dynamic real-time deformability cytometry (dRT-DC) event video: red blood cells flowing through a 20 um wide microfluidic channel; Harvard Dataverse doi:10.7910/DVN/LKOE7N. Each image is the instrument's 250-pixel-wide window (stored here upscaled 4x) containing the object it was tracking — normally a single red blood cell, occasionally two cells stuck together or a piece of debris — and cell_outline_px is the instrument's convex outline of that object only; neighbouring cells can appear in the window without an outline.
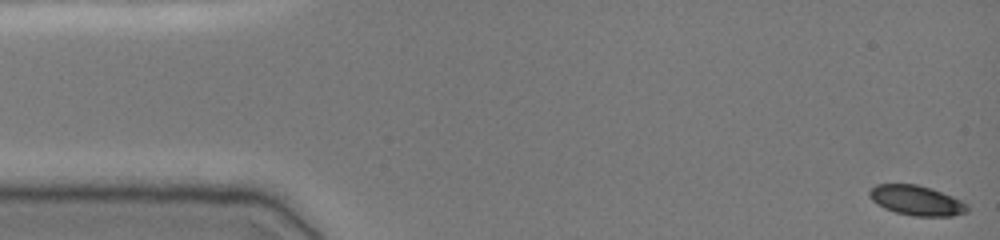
{"species": "common noctule bat (a hibernating species)", "species_latin": "Nyctalus noctula", "temperature_condition": "cold", "stored_images_in_passage": 50, "camera_frame_rate_fps": 3000, "um_per_image_px": 0.085, "animal": {"sex": "female", "body_mass_g": 19.0, "forearm_length_mm": 51.5}, "frame": {"image": 1, "passage_image": 1, "time_ms": 0.0, "image_size_px": [1000, 240], "cell_outline_px": [[968, 212], [952, 216], [912, 216], [896, 212], [884, 208], [876, 204], [868, 196], [868, 192], [876, 184], [916, 184], [932, 188], [952, 196], [968, 204]], "centroid_in_image_um": [77.9, 17.04], "position_along_channel_um": 7.1, "area_um2": 17.17}}
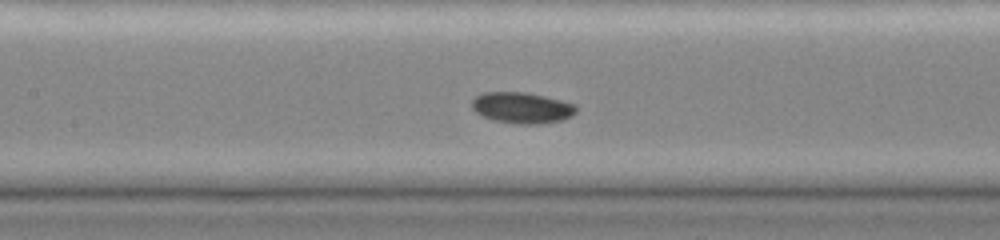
{"frame": {"image": 2, "passage_image": 23, "time_ms": 7.333, "image_size_px": [1000, 240], "cell_outline_px": [[576, 112], [572, 116], [564, 120], [536, 124], [520, 124], [492, 120], [476, 112], [472, 108], [472, 100], [476, 96], [484, 92], [524, 92], [544, 96], [576, 104]], "centroid_in_image_um": [44.38, 9.16], "position_along_channel_um": 163.0, "area_um2": 18.84}}
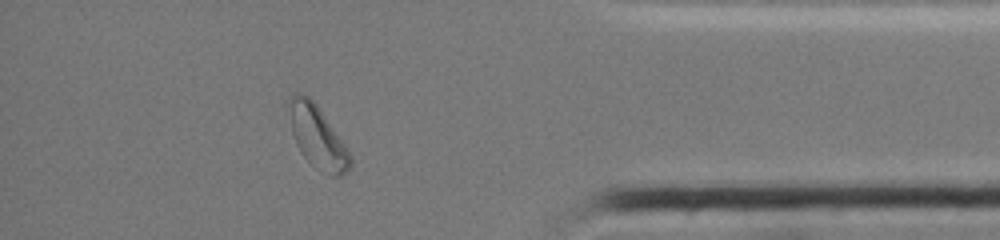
{"frame": {"image": 3, "passage_image": 44, "time_ms": 14.333, "image_size_px": [1000, 240], "cell_outline_px": [[352, 164], [340, 176], [328, 176], [312, 164], [300, 152], [296, 144], [292, 132], [288, 104], [288, 100], [292, 92], [300, 92], [308, 96], [316, 104], [344, 144], [352, 156]], "centroid_in_image_um": [26.96, 11.62], "position_along_channel_um": 408.2, "area_um2": 21.96}, "authors_computed_cell_mechanics": {"area_um2": 18.0625, "velocity_mm_per_s": 3.7686, "shape_relaxation_time_tau1_ms": 2.3163, "shape_relaxation_time_tau2_ms": null, "deformation_change_tau1": 0.0644, "deformation_change_tau2": null}}